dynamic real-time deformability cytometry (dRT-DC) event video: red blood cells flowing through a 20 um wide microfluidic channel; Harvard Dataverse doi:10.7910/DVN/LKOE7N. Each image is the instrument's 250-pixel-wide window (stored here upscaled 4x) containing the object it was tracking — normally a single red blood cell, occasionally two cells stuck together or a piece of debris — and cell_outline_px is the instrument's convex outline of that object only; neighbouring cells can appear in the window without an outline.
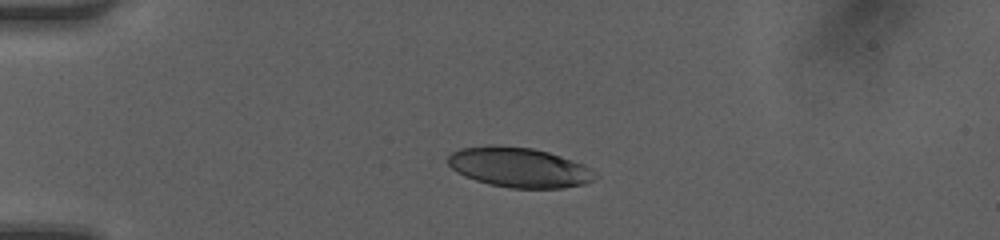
{"species": "human", "species_latin": "Homo sapiens", "temperature_condition": "room temperature", "stored_images_in_passage": 30, "camera_frame_rate_fps": 3000, "um_per_image_px": 0.085, "donor": {"sex": "female"}, "frame": {"image": 1, "passage_image": 6, "time_ms": 1.667, "image_size_px": [1000, 240], "cell_outline_px": [[600, 176], [584, 184], [564, 188], [508, 188], [488, 184], [464, 176], [456, 172], [448, 164], [448, 156], [452, 152], [460, 148], [488, 144], [496, 144], [532, 148], [548, 152], [584, 164], [592, 168]], "centroid_in_image_um": [44.13, 14.22], "position_along_channel_um": 40.9, "area_um2": 34.68}}
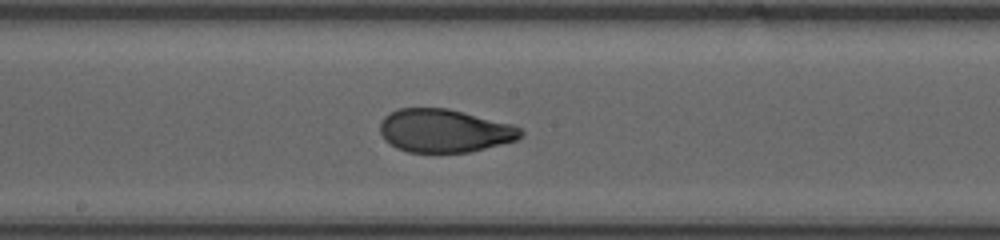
{"frame": {"image": 2, "passage_image": 15, "time_ms": 4.667, "image_size_px": [1000, 240], "cell_outline_px": [[524, 136], [516, 140], [472, 152], [408, 152], [396, 148], [384, 140], [380, 132], [380, 124], [384, 116], [396, 108], [448, 108], [512, 124], [520, 128], [524, 132]], "centroid_in_image_um": [37.77, 11.11], "position_along_channel_um": 210.4, "area_um2": 35.66}}
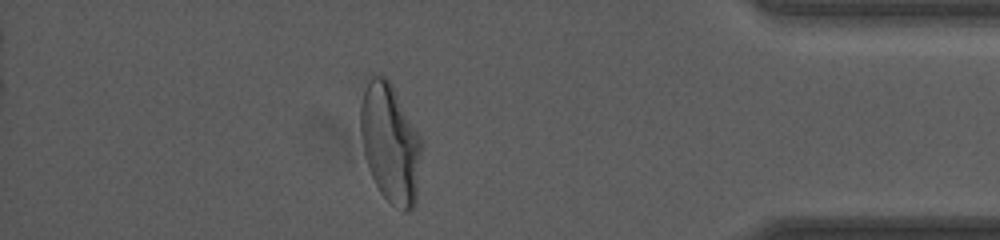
{"frame": {"image": 3, "passage_image": 24, "time_ms": 7.667, "image_size_px": [1000, 240], "cell_outline_px": [[424, 144], [416, 204], [408, 212], [404, 212], [392, 204], [380, 192], [368, 168], [360, 136], [360, 104], [368, 80], [372, 76], [384, 76], [392, 84], [424, 140]], "centroid_in_image_um": [33.22, 12.2], "position_along_channel_um": 402.0, "area_um2": 43.12}}